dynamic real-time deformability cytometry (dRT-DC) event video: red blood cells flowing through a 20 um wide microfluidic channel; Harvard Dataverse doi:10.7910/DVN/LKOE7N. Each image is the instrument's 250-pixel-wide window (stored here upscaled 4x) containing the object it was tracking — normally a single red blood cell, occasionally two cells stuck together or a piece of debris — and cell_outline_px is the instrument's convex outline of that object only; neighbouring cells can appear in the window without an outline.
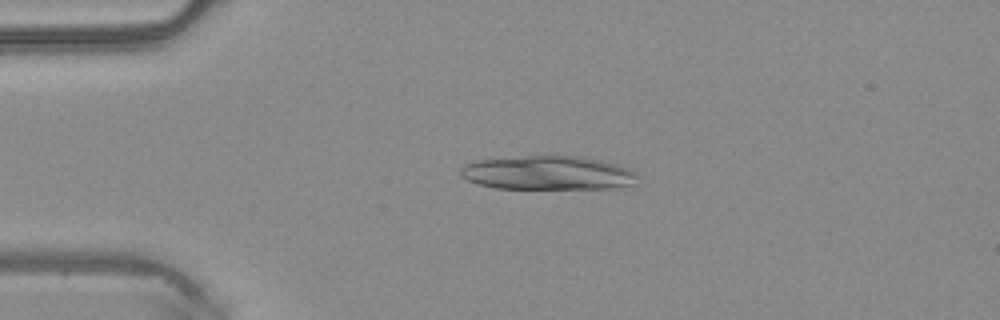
{"species": "common noctule bat (a hibernating species)", "species_latin": "Nyctalus noctula", "temperature_condition": "warm", "stored_images_in_passage": 37, "camera_frame_rate_fps": 3000, "um_per_image_px": 0.085, "animal": {"sex": "male", "body_mass_g": 20.4}, "frame": {"image": 1, "passage_image": 6, "time_ms": 1.667, "image_size_px": [1000, 320], "cell_outline_px": [[636, 184], [620, 188], [496, 188], [476, 184], [460, 176], [460, 168], [464, 164], [476, 160], [528, 156], [580, 156], [600, 160], [616, 164], [628, 168], [636, 172]], "centroid_in_image_um": [46.57, 14.7], "position_along_channel_um": 38.4, "area_um2": 35.03}, "authors_computed_cell_mechanics": {"area_um2": 16.762, "velocity_mm_per_s": 4.1219, "shape_relaxation_time_tau1_ms": 1.1588, "shape_relaxation_time_tau2_ms": 4.1827, "deformation_change_tau1": 0.2387, "deformation_change_tau2": 0.1556}}